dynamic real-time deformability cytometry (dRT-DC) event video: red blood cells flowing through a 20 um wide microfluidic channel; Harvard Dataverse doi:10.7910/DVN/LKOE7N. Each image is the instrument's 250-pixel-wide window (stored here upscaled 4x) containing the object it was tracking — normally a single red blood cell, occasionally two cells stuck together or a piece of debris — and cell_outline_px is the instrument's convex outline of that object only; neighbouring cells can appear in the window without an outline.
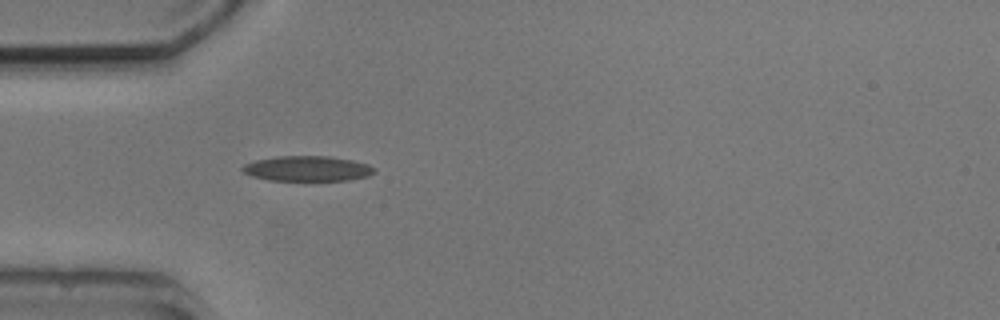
{"species": "common noctule bat (a hibernating species)", "species_latin": "Nyctalus noctula", "temperature_condition": "cold", "stored_images_in_passage": 1, "camera_frame_rate_fps": 3000, "um_per_image_px": 0.085, "animal": {"sex": "male", "body_mass_g": 20.5, "forearm_length_mm": 52.5}, "frame": {"image": 1, "passage_image": 1, "time_ms": 0.0, "image_size_px": [1000, 320], "cell_outline_px": [[376, 172], [368, 176], [348, 180], [268, 180], [252, 176], [244, 172], [240, 168], [244, 164], [256, 160], [276, 156], [328, 156], [352, 160], [368, 164], [376, 168]], "centroid_in_image_um": [26.14, 14.32], "position_along_channel_um": 58.9, "area_um2": 19.36}}